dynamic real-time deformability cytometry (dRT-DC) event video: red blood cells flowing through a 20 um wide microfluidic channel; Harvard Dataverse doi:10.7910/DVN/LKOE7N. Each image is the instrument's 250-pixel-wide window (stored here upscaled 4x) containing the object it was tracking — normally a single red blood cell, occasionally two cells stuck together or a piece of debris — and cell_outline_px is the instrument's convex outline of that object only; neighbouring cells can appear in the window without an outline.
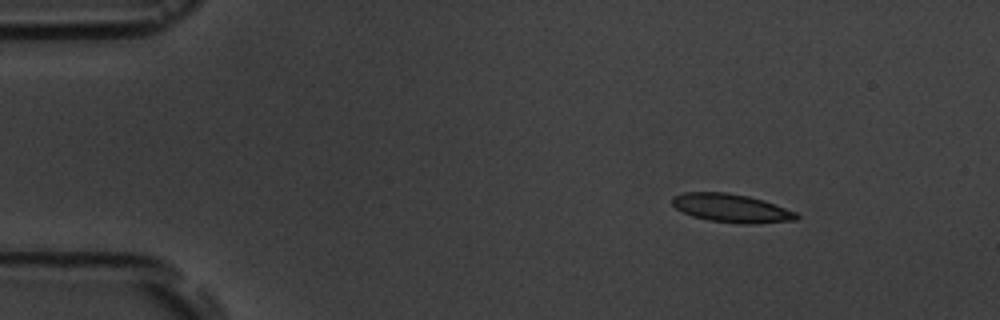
{"species": "common noctule bat (a hibernating species)", "species_latin": "Nyctalus noctula", "temperature_condition": "room temperature", "stored_images_in_passage": 14, "camera_frame_rate_fps": 3000, "um_per_image_px": 0.085, "animal": {"sex": "male", "body_mass_g": 19.5, "forearm_length_mm": 54.6}, "frame": {"image": 1, "passage_image": 1, "time_ms": 0.0, "image_size_px": [1000, 320], "cell_outline_px": [[800, 216], [796, 220], [752, 224], [744, 224], [708, 220], [692, 216], [676, 208], [672, 204], [672, 196], [684, 192], [724, 192], [748, 196], [764, 200], [796, 212]], "centroid_in_image_um": [62.17, 17.69], "position_along_channel_um": 22.8, "area_um2": 20.58}}
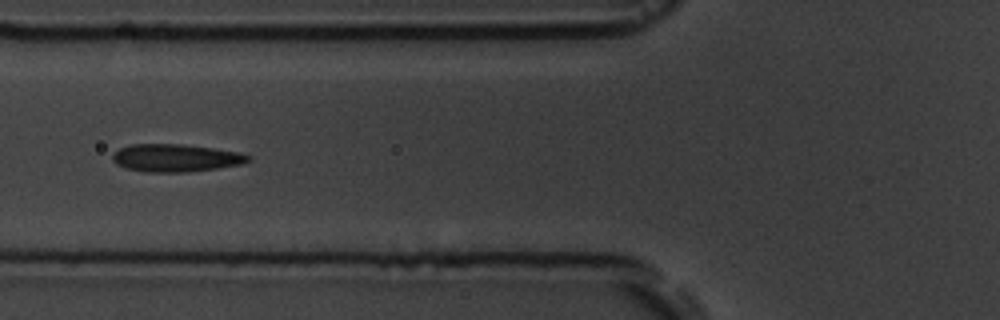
{"frame": {"image": 2, "passage_image": 5, "time_ms": 4.667, "image_size_px": [1000, 320], "cell_outline_px": [[252, 160], [244, 164], [188, 172], [144, 172], [128, 168], [116, 164], [112, 160], [112, 156], [120, 148], [132, 144], [180, 144], [212, 148], [240, 152], [252, 156]], "centroid_in_image_um": [14.98, 13.43], "position_along_channel_um": 110.8, "area_um2": 21.91}}
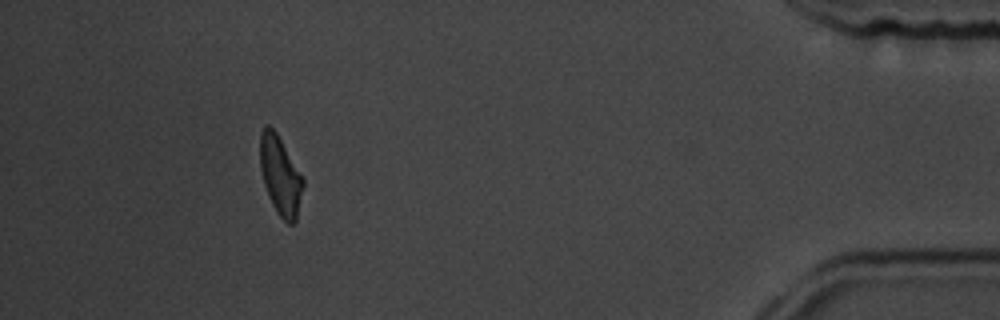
{"frame": {"image": 3, "passage_image": 13, "time_ms": 14.667, "image_size_px": [1000, 320], "cell_outline_px": [[304, 184], [296, 220], [292, 224], [288, 224], [276, 212], [268, 196], [264, 184], [260, 168], [260, 132], [264, 124], [268, 124], [276, 132], [304, 180]], "centroid_in_image_um": [23.8, 14.92], "position_along_channel_um": 411.4, "area_um2": 19.59}, "authors_computed_cell_mechanics": {"area_um2": 21.1837, "velocity_mm_per_s": 3.6031, "shape_relaxation_time_tau1_ms": 4.29, "shape_relaxation_time_tau2_ms": 1.5611, "deformation_change_tau1": 0.1157, "deformation_change_tau2": 0.0472}}